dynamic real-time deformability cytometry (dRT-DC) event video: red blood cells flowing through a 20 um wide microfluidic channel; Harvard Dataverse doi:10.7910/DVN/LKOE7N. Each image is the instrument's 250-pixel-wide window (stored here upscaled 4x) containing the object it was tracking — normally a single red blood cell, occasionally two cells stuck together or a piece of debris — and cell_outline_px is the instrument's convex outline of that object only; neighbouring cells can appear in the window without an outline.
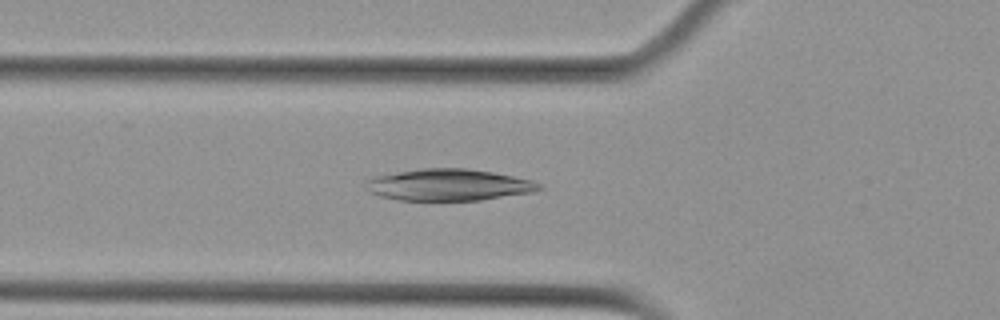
{"species": "Egyptian fruit bat (a non-hibernating species)", "species_latin": "Rousettus aegyptiacus", "temperature_condition": "cold", "stored_images_in_passage": 46, "camera_frame_rate_fps": 3000, "um_per_image_px": 0.085, "animal": {"sex": "female"}, "frame": {"image": 1, "passage_image": 10, "time_ms": 3.0, "image_size_px": [1000, 320], "cell_outline_px": [[544, 188], [532, 192], [480, 200], [396, 200], [380, 196], [368, 192], [368, 180], [376, 176], [420, 168], [468, 168], [492, 172], [532, 180], [544, 184]], "centroid_in_image_um": [38.19, 15.71], "position_along_channel_um": 87.6, "area_um2": 31.85}}
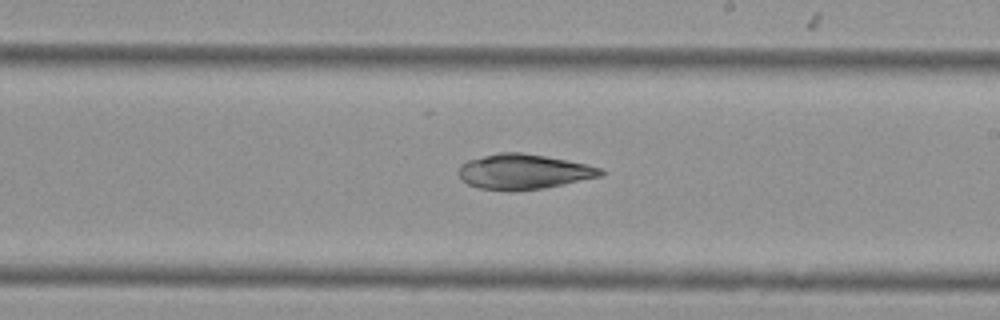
{"frame": {"image": 2, "passage_image": 23, "time_ms": 7.333, "image_size_px": [1000, 320], "cell_outline_px": [[604, 172], [600, 176], [544, 188], [512, 192], [480, 188], [468, 184], [460, 180], [456, 172], [460, 164], [468, 160], [500, 152], [520, 152], [544, 156], [588, 164], [604, 168]], "centroid_in_image_um": [44.46, 14.6], "position_along_channel_um": 244.5, "area_um2": 29.25}}
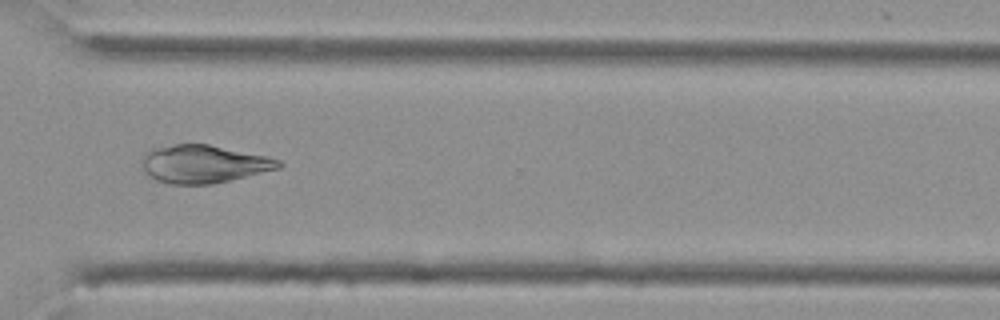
{"frame": {"image": 3, "passage_image": 32, "time_ms": 10.333, "image_size_px": [1000, 320], "cell_outline_px": [[284, 164], [280, 168], [212, 184], [168, 184], [156, 180], [148, 176], [140, 160], [144, 152], [152, 148], [176, 144], [208, 144], [268, 156], [280, 160]], "centroid_in_image_um": [17.29, 13.93], "position_along_channel_um": 353.3, "area_um2": 30.35}}